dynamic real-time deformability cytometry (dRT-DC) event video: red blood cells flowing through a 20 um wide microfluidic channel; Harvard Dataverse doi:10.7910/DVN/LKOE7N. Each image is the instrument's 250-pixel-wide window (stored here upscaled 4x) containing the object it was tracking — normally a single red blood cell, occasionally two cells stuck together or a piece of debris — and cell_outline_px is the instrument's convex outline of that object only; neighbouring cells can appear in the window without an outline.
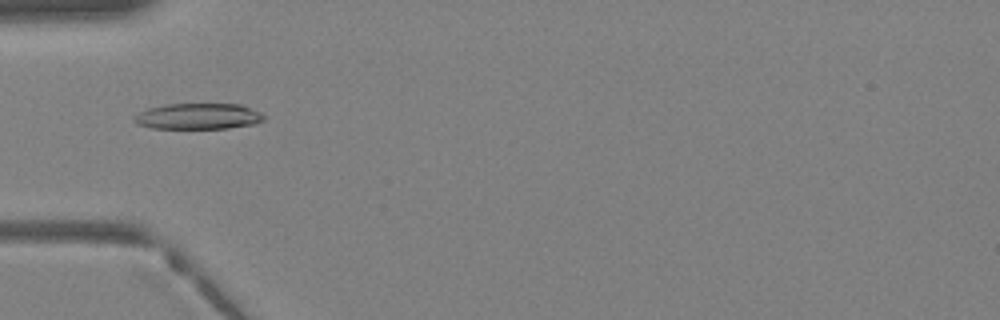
{"species": "Egyptian fruit bat (a non-hibernating species)", "species_latin": "Rousettus aegyptiacus", "temperature_condition": "warm", "stored_images_in_passage": 29, "camera_frame_rate_fps": 3000, "um_per_image_px": 0.085, "animal": {"sex": "female"}, "frame": {"image": 1, "passage_image": 3, "time_ms": 0.667, "image_size_px": [1000, 320], "cell_outline_px": [[264, 120], [252, 124], [228, 128], [152, 128], [136, 124], [132, 120], [132, 116], [148, 108], [168, 104], [240, 104], [260, 112], [264, 116]], "centroid_in_image_um": [16.8, 9.88], "position_along_channel_um": 68.2, "area_um2": 19.54}}
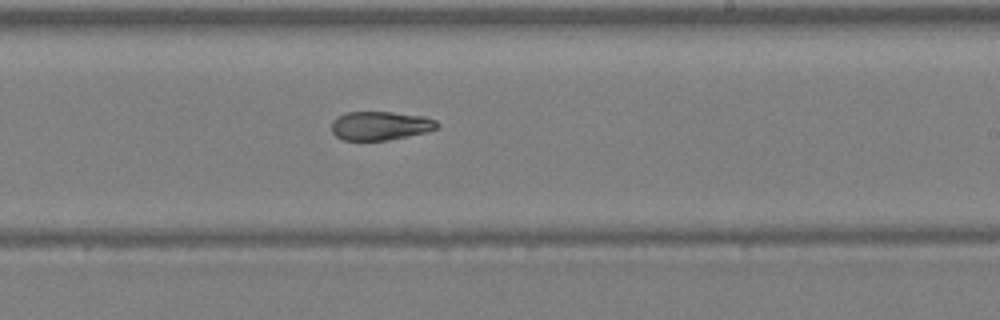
{"frame": {"image": 2, "passage_image": 14, "time_ms": 4.333, "image_size_px": [1000, 320], "cell_outline_px": [[440, 128], [428, 132], [388, 140], [344, 140], [336, 136], [332, 132], [332, 120], [348, 112], [392, 112], [424, 116], [436, 120], [440, 124]], "centroid_in_image_um": [32.39, 10.69], "position_along_channel_um": 256.6, "area_um2": 17.8}}
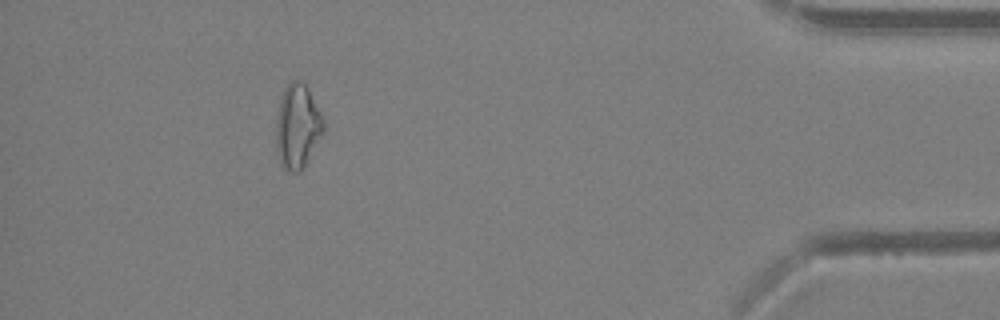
{"frame": {"image": 3, "passage_image": 26, "time_ms": 8.333, "image_size_px": [1000, 320], "cell_outline_px": [[324, 132], [308, 160], [300, 172], [292, 172], [284, 168], [280, 164], [276, 152], [276, 116], [280, 96], [284, 88], [292, 80], [300, 80], [308, 88], [324, 120]], "centroid_in_image_um": [25.27, 10.74], "position_along_channel_um": 409.9, "area_um2": 23.52}}